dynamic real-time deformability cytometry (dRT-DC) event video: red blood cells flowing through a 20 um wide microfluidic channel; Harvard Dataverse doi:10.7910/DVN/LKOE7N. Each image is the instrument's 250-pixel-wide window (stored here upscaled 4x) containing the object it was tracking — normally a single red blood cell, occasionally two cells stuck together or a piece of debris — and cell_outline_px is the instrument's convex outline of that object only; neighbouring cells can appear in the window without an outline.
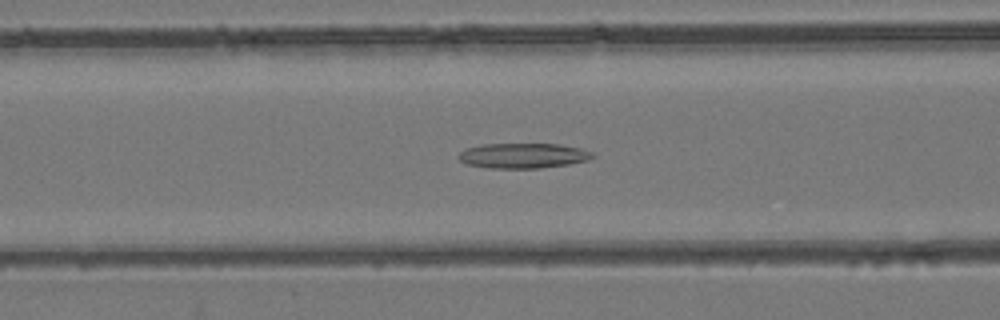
{"species": "common noctule bat (a hibernating species)", "species_latin": "Nyctalus noctula", "temperature_condition": "room temperature", "stored_images_in_passage": 53, "camera_frame_rate_fps": 3000, "um_per_image_px": 0.085, "animal": {"sex": "female", "body_mass_g": 24.6, "forearm_length_mm": 56.2}, "frame": {"image": 1, "passage_image": 21, "time_ms": 6.667, "image_size_px": [1000, 320], "cell_outline_px": [[596, 156], [588, 160], [568, 164], [540, 168], [488, 168], [468, 164], [460, 160], [456, 156], [460, 152], [468, 148], [484, 144], [560, 144], [580, 148], [592, 152]], "centroid_in_image_um": [44.48, 13.23], "position_along_channel_um": 122.1, "area_um2": 19.54}}
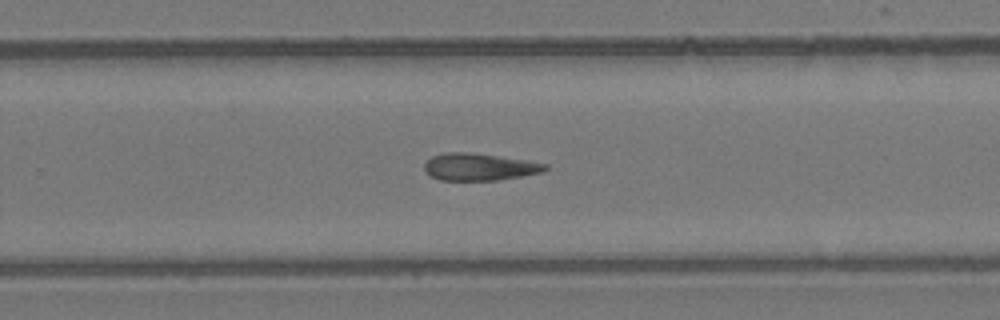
{"frame": {"image": 2, "passage_image": 34, "time_ms": 11.0, "image_size_px": [1000, 320], "cell_outline_px": [[548, 168], [540, 172], [520, 176], [496, 180], [440, 180], [432, 176], [424, 168], [424, 164], [432, 156], [444, 152], [468, 152], [528, 160], [548, 164]], "centroid_in_image_um": [40.74, 14.17], "position_along_channel_um": 289.1, "area_um2": 18.9}}
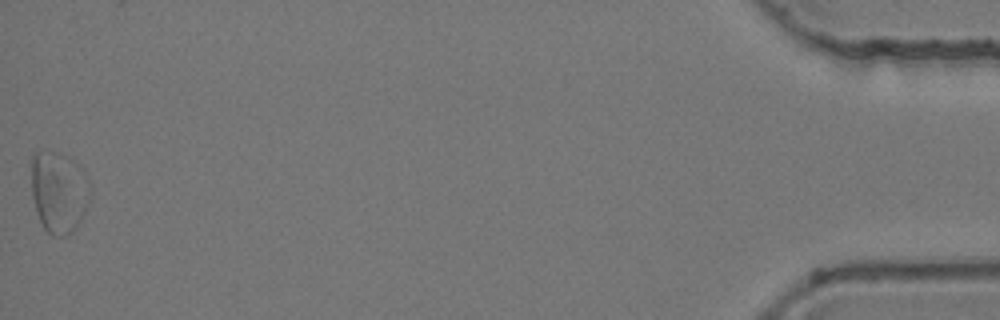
{"frame": {"image": 3, "passage_image": 53, "time_ms": 17.333, "image_size_px": [1000, 320], "cell_outline_px": [[92, 192], [84, 212], [80, 220], [72, 232], [64, 236], [52, 236], [44, 228], [40, 220], [32, 196], [32, 156], [36, 152], [60, 152], [68, 156], [88, 176], [92, 184]], "centroid_in_image_um": [5.03, 16.31], "position_along_channel_um": 430.2, "area_um2": 27.98}}